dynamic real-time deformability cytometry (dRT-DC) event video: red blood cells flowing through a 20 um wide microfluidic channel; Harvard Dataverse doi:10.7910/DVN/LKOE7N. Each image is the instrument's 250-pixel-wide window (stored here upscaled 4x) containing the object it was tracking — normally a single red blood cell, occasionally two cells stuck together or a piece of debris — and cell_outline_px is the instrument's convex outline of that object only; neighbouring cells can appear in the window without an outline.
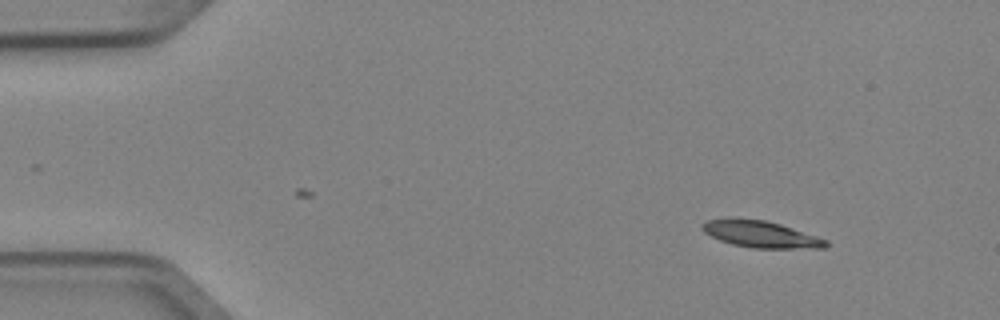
{"species": "Egyptian fruit bat (a non-hibernating species)", "species_latin": "Rousettus aegyptiacus", "temperature_condition": "cold", "stored_images_in_passage": 4, "camera_frame_rate_fps": 3000, "um_per_image_px": 0.085, "animal": {"sex": "female"}, "frame": {"image": 1, "passage_image": 1, "time_ms": 0.0, "image_size_px": [1000, 320], "cell_outline_px": [[828, 244], [824, 248], [752, 248], [732, 244], [720, 240], [704, 232], [700, 228], [708, 220], [728, 216], [764, 220], [780, 224], [828, 240]], "centroid_in_image_um": [64.62, 19.89], "position_along_channel_um": 20.4, "area_um2": 19.31}}
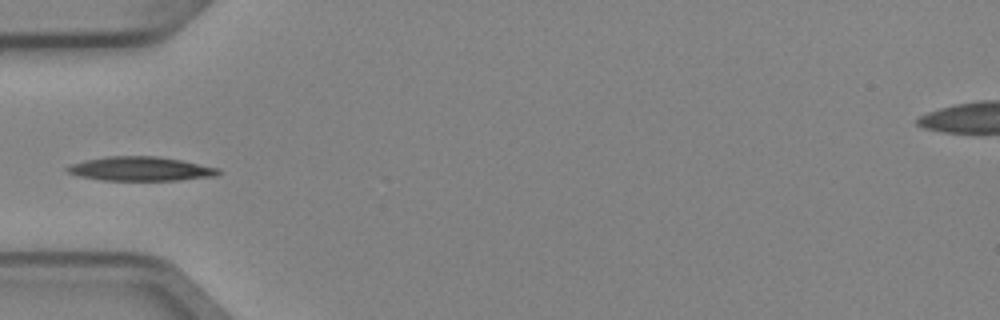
{"frame": {"image": 2, "passage_image": 4, "time_ms": 1.0, "image_size_px": [1000, 320], "cell_outline_px": [[220, 172], [216, 176], [176, 180], [100, 180], [80, 176], [68, 172], [64, 168], [68, 164], [84, 160], [108, 156], [156, 156], [180, 160], [220, 168]], "centroid_in_image_um": [11.91, 14.34], "position_along_channel_um": 73.1, "area_um2": 21.21}}